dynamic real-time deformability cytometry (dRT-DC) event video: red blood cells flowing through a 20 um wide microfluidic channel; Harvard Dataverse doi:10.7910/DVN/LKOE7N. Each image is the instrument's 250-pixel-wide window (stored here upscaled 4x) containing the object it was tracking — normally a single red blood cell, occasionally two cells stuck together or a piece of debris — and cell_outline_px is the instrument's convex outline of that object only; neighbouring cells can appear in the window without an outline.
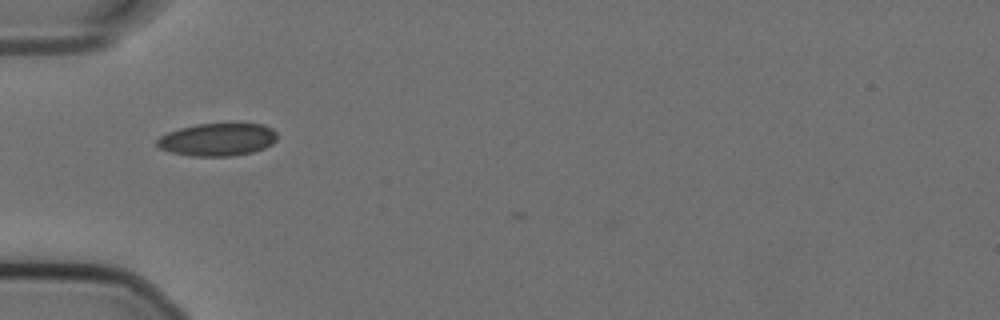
{"species": "Egyptian fruit bat (a non-hibernating species)", "species_latin": "Rousettus aegyptiacus", "temperature_condition": "cold", "stored_images_in_passage": 2, "camera_frame_rate_fps": 3000, "um_per_image_px": 0.085, "animal": {"sex": "female"}, "frame": {"image": 1, "passage_image": 1, "time_ms": 0.0, "image_size_px": [1000, 320], "cell_outline_px": [[276, 140], [272, 144], [264, 148], [252, 152], [232, 156], [192, 156], [172, 152], [160, 148], [156, 144], [156, 140], [160, 136], [168, 132], [180, 128], [196, 124], [264, 124], [272, 128], [276, 132]], "centroid_in_image_um": [18.5, 11.86], "position_along_channel_um": 66.5, "area_um2": 22.83}}